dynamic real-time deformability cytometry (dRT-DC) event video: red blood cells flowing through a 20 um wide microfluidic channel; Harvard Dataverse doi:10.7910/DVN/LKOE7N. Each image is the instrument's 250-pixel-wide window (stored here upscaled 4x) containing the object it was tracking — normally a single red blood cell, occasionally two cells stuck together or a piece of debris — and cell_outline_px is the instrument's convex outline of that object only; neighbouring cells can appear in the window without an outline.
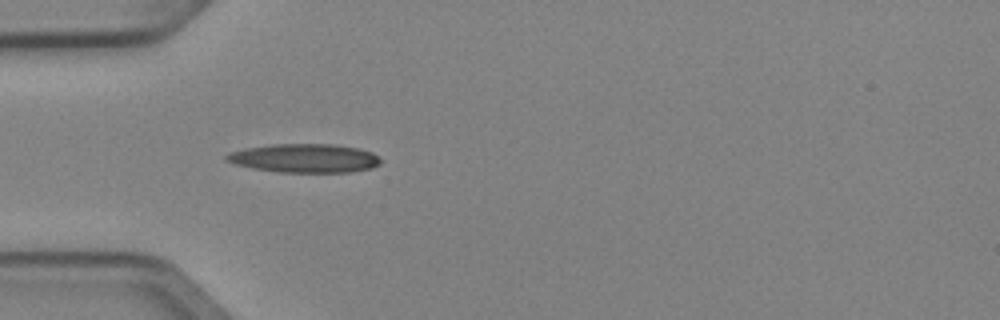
{"species": "Egyptian fruit bat (a non-hibernating species)", "species_latin": "Rousettus aegyptiacus", "temperature_condition": "cold", "stored_images_in_passage": 1, "camera_frame_rate_fps": 3000, "um_per_image_px": 0.085, "animal": {"sex": "female"}, "frame": {"image": 1, "passage_image": 1, "time_ms": 0.0, "image_size_px": [1000, 320], "cell_outline_px": [[380, 164], [372, 168], [348, 172], [280, 172], [252, 168], [236, 164], [224, 160], [224, 156], [228, 152], [244, 148], [272, 144], [336, 144], [360, 148], [372, 152], [380, 160]], "centroid_in_image_um": [25.86, 13.44], "position_along_channel_um": 59.1, "area_um2": 25.95}}